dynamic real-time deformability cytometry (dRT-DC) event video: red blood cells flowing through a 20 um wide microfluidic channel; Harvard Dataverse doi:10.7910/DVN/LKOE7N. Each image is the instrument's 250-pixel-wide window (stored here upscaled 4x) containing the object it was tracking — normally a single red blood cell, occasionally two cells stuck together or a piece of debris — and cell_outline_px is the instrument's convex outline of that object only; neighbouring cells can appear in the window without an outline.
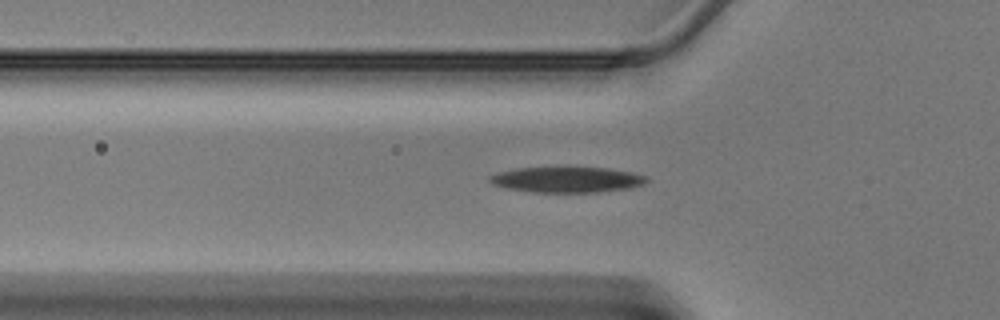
{"species": "Egyptian fruit bat (a non-hibernating species)", "species_latin": "Rousettus aegyptiacus", "temperature_condition": "warm", "stored_images_in_passage": 40, "camera_frame_rate_fps": 3000, "um_per_image_px": 0.085, "animal": {"sex": "male"}, "frame": {"image": 1, "passage_image": 14, "time_ms": 4.333, "image_size_px": [1000, 320], "cell_outline_px": [[648, 180], [644, 184], [632, 188], [596, 192], [532, 192], [508, 188], [492, 184], [488, 180], [488, 176], [500, 172], [516, 168], [568, 164], [608, 168], [632, 172], [648, 176]], "centroid_in_image_um": [48.21, 15.21], "position_along_channel_um": 77.6, "area_um2": 24.62}}
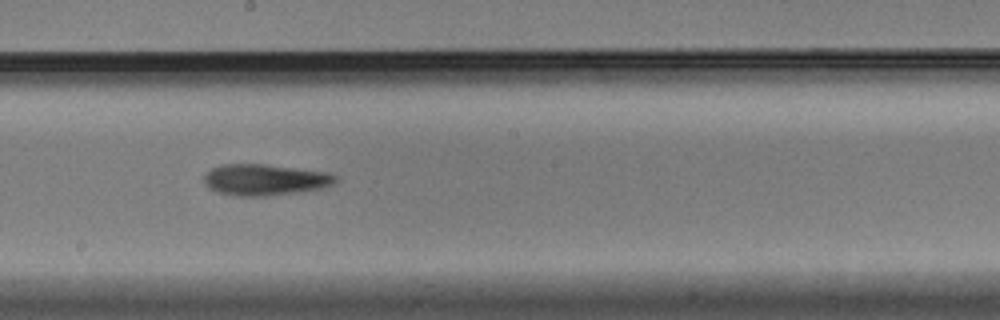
{"frame": {"image": 2, "passage_image": 24, "time_ms": 7.667, "image_size_px": [1000, 320], "cell_outline_px": [[340, 180], [324, 188], [296, 192], [264, 196], [236, 196], [216, 192], [208, 188], [204, 184], [204, 172], [220, 164], [264, 164], [328, 172], [336, 176]], "centroid_in_image_um": [22.48, 15.28], "position_along_channel_um": 225.7, "area_um2": 24.16}}
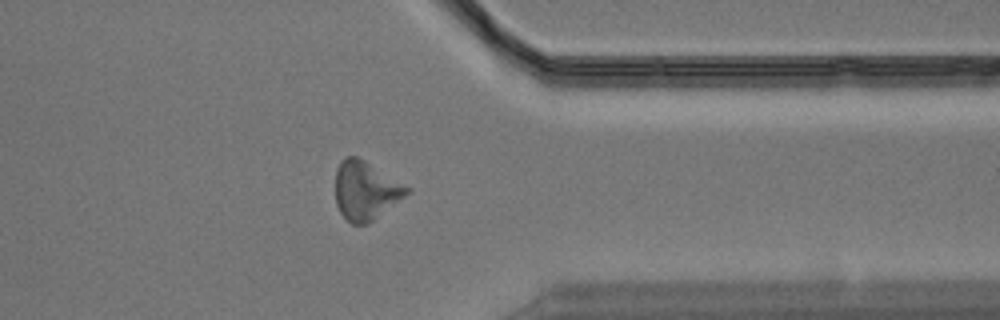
{"frame": {"image": 3, "passage_image": 35, "time_ms": 11.333, "image_size_px": [1000, 320], "cell_outline_px": [[412, 192], [368, 224], [352, 224], [340, 212], [336, 204], [336, 168], [340, 160], [348, 156], [356, 156], [412, 188]], "centroid_in_image_um": [31.1, 16.2], "position_along_channel_um": 380.3, "area_um2": 24.45}}